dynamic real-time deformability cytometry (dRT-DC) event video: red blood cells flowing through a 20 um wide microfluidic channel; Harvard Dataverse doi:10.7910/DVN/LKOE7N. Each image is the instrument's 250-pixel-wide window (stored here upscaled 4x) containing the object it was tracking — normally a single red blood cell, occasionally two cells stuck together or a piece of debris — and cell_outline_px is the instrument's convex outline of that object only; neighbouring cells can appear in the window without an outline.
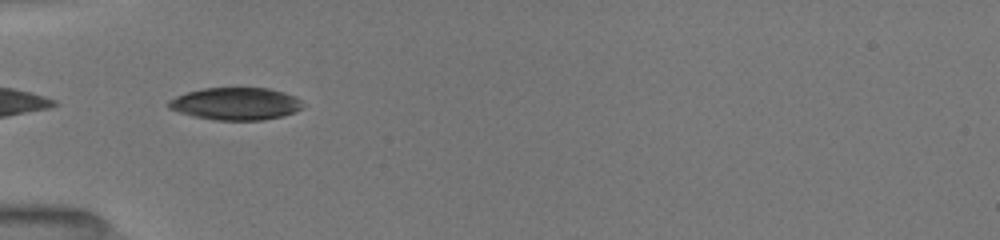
{"species": "common noctule bat (a hibernating species)", "species_latin": "Nyctalus noctula", "temperature_condition": "room temperature", "stored_images_in_passage": 23, "camera_frame_rate_fps": 3000, "um_per_image_px": 0.085, "animal": {"sex": "female", "body_mass_g": 19.5, "forearm_length_mm": 54.1}, "frame": {"image": 1, "passage_image": 1, "time_ms": 0.0, "image_size_px": [1000, 240], "cell_outline_px": [[304, 108], [296, 112], [284, 116], [264, 120], [216, 120], [192, 116], [176, 112], [168, 108], [168, 100], [176, 96], [188, 92], [204, 88], [268, 88], [284, 92], [296, 96], [300, 100]], "centroid_in_image_um": [20.05, 8.83], "position_along_channel_um": 64.9, "area_um2": 25.61}}
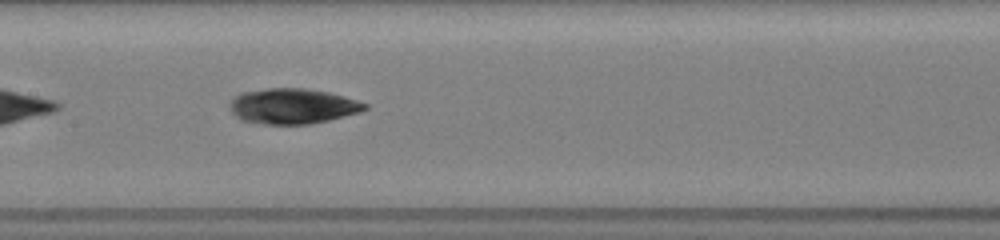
{"frame": {"image": 2, "passage_image": 15, "time_ms": 3.0, "image_size_px": [1000, 240], "cell_outline_px": [[368, 108], [360, 112], [312, 124], [264, 124], [240, 120], [232, 112], [232, 100], [240, 92], [268, 88], [304, 88], [328, 92], [344, 96], [368, 104]], "centroid_in_image_um": [24.9, 9.02], "position_along_channel_um": 182.5, "area_um2": 27.69}}
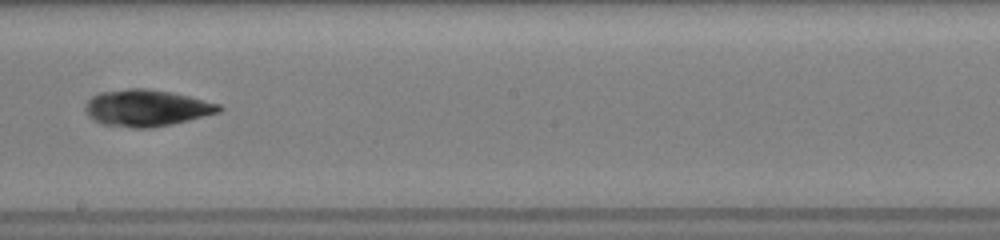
{"frame": {"image": 3, "passage_image": 20, "time_ms": 4.333, "image_size_px": [1000, 240], "cell_outline_px": [[224, 108], [220, 112], [172, 124], [152, 128], [136, 128], [100, 124], [88, 116], [84, 112], [84, 108], [88, 100], [92, 96], [100, 92], [128, 88], [148, 88], [172, 92], [220, 104]], "centroid_in_image_um": [12.43, 9.18], "position_along_channel_um": 235.8, "area_um2": 28.73}}